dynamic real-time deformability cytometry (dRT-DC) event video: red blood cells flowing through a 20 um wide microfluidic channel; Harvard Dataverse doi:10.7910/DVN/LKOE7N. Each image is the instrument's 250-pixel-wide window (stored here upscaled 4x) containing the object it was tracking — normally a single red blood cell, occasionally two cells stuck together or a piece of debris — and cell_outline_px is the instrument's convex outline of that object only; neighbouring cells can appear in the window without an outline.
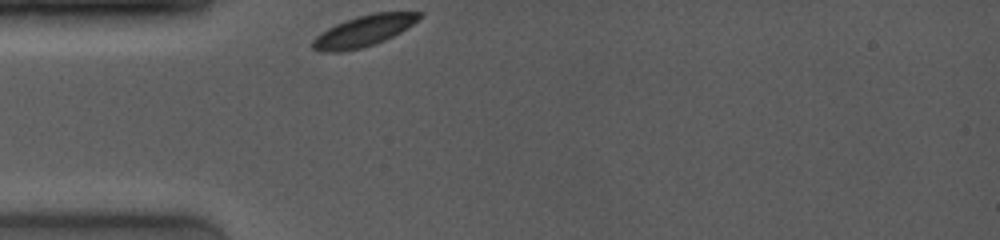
{"species": "common noctule bat (a hibernating species)", "species_latin": "Nyctalus noctula", "temperature_condition": "room temperature", "stored_images_in_passage": 39, "camera_frame_rate_fps": 4000, "um_per_image_px": 0.085, "animal": {"sex": "female", "body_mass_g": 19.0, "forearm_length_mm": 53.3}, "frame": {"image": 1, "passage_image": 1, "time_ms": 0.0, "image_size_px": [1000, 240], "cell_outline_px": [[424, 12], [412, 24], [400, 32], [384, 40], [360, 48], [340, 52], [320, 52], [312, 48], [312, 40], [320, 32], [336, 24], [356, 16], [376, 12]], "centroid_in_image_um": [30.85, 2.63], "position_along_channel_um": 54.1, "area_um2": 19.02}}
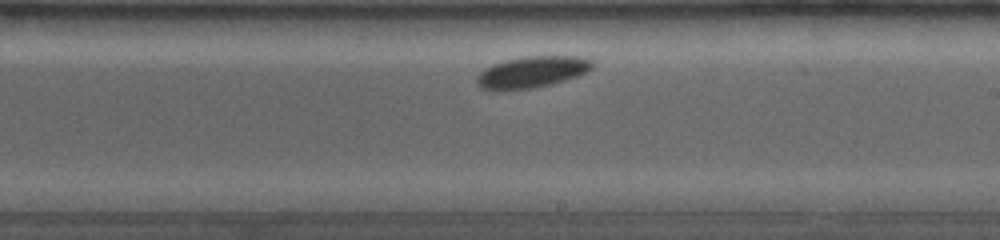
{"frame": {"image": 2, "passage_image": 22, "time_ms": 5.25, "image_size_px": [1000, 240], "cell_outline_px": [[596, 64], [588, 72], [564, 80], [532, 88], [480, 88], [476, 84], [476, 76], [484, 68], [492, 64], [504, 60], [524, 56], [580, 56], [592, 60]], "centroid_in_image_um": [45.25, 6.08], "position_along_channel_um": 243.7, "area_um2": 20.87}}
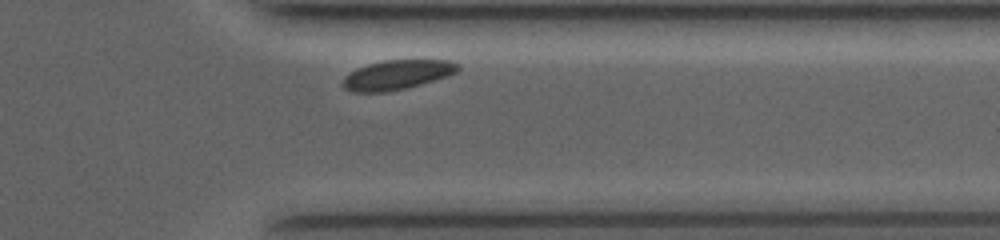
{"frame": {"image": 3, "passage_image": 36, "time_ms": 8.75, "image_size_px": [1000, 240], "cell_outline_px": [[460, 68], [456, 72], [448, 76], [408, 88], [384, 92], [352, 92], [344, 88], [344, 76], [356, 68], [368, 64], [384, 60], [452, 60], [460, 64]], "centroid_in_image_um": [33.78, 6.35], "position_along_channel_um": 377.6, "area_um2": 19.88}}